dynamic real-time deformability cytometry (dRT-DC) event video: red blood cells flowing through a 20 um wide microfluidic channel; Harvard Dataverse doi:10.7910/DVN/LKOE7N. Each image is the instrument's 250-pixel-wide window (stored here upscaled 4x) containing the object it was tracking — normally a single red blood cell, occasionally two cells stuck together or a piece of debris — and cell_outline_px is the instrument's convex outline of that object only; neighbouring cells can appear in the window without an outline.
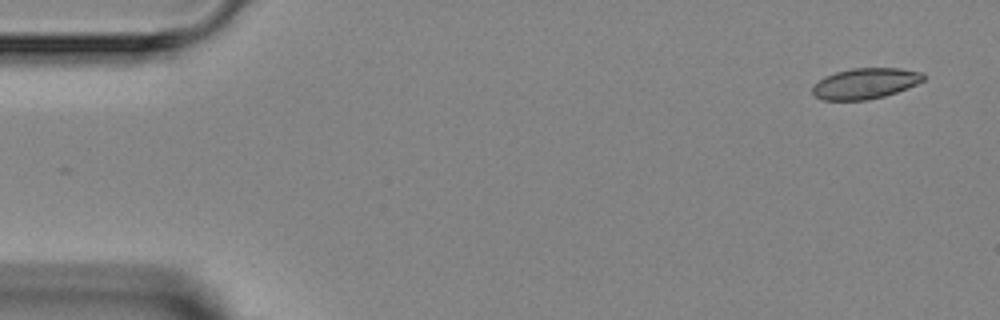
{"species": "Egyptian fruit bat (a non-hibernating species)", "species_latin": "Rousettus aegyptiacus", "temperature_condition": "room temperature", "stored_images_in_passage": 3, "camera_frame_rate_fps": 3000, "um_per_image_px": 0.085, "animal": {"sex": "female"}, "frame": {"image": 1, "passage_image": 1, "time_ms": 0.0, "image_size_px": [1000, 320], "cell_outline_px": [[924, 80], [916, 84], [896, 92], [884, 96], [868, 100], [824, 100], [816, 96], [812, 92], [812, 88], [824, 76], [836, 72], [852, 68], [900, 68], [924, 72]], "centroid_in_image_um": [73.57, 7.09], "position_along_channel_um": 11.4, "area_um2": 19.77}}